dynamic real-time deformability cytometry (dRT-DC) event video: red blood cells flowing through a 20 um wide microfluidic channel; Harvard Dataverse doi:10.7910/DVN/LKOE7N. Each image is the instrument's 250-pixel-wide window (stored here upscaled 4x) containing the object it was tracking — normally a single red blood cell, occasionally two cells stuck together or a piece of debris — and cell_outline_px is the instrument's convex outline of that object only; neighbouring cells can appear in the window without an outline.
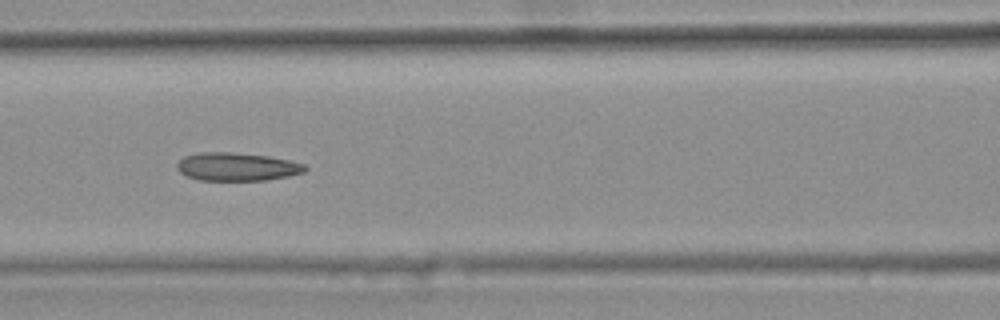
{"species": "common noctule bat (a hibernating species)", "species_latin": "Nyctalus noctula", "temperature_condition": "warm", "stored_images_in_passage": 27, "camera_frame_rate_fps": 3000, "um_per_image_px": 0.085, "animal": {"sex": "female", "body_mass_g": 25.1}, "frame": {"image": 1, "passage_image": 12, "time_ms": 3.667, "image_size_px": [1000, 320], "cell_outline_px": [[308, 168], [304, 172], [288, 176], [264, 180], [200, 180], [188, 176], [180, 172], [176, 168], [176, 164], [184, 156], [200, 152], [232, 152], [268, 156], [288, 160], [304, 164]], "centroid_in_image_um": [20.12, 14.16], "position_along_channel_um": 146.5, "area_um2": 20.92}}